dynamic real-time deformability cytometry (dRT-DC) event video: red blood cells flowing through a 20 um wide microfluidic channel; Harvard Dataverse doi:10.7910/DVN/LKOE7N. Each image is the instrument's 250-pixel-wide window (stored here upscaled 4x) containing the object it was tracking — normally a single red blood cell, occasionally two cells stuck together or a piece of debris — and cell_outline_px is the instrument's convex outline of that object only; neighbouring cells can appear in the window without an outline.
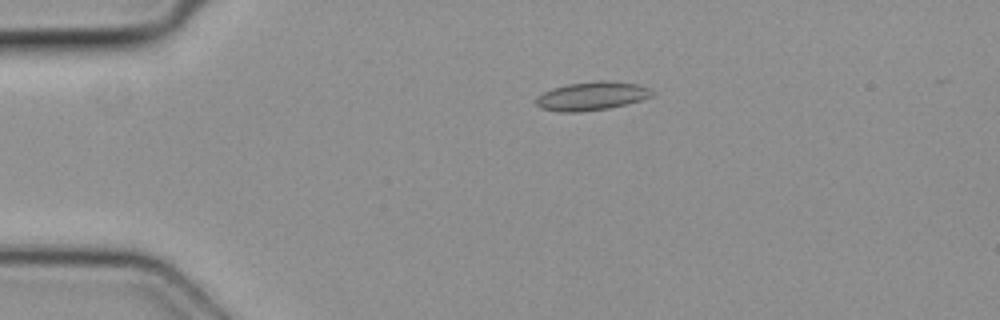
{"species": "common noctule bat (a hibernating species)", "species_latin": "Nyctalus noctula", "temperature_condition": "cold", "stored_images_in_passage": 3, "camera_frame_rate_fps": 3000, "um_per_image_px": 0.085, "animal": {"sex": "female", "body_mass_g": 19.3, "forearm_length_mm": 54.1}, "frame": {"image": 1, "passage_image": 1, "time_ms": 0.0, "image_size_px": [1000, 320], "cell_outline_px": [[656, 92], [652, 96], [640, 100], [608, 108], [580, 112], [560, 112], [540, 108], [536, 104], [536, 96], [552, 88], [568, 84], [596, 80], [608, 80], [640, 84]], "centroid_in_image_um": [50.3, 8.15], "position_along_channel_um": 34.7, "area_um2": 19.42}}